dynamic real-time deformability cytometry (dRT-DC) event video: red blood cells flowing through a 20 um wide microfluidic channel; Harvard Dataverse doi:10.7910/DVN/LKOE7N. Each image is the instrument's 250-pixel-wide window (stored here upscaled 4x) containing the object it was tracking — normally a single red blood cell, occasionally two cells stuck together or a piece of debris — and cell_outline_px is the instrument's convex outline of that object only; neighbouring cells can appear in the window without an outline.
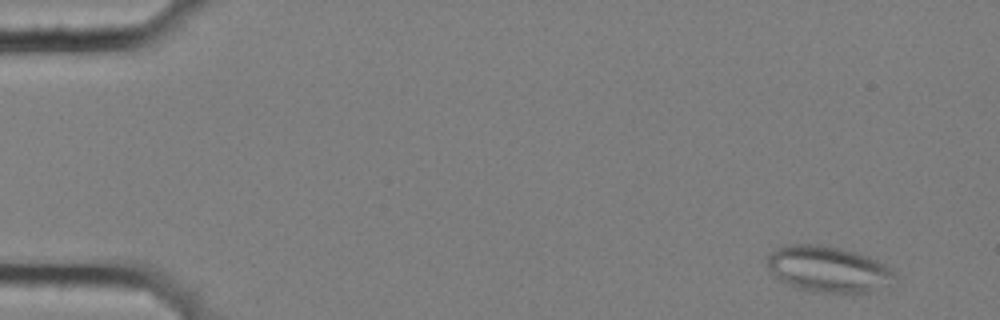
{"species": "common noctule bat (a hibernating species)", "species_latin": "Nyctalus noctula", "temperature_condition": "cold", "stored_images_in_passage": 6, "camera_frame_rate_fps": 3000, "um_per_image_px": 0.085, "animal": {"sex": "female", "body_mass_g": 25.1}, "frame": {"image": 1, "passage_image": 1, "time_ms": 0.0, "image_size_px": [1000, 320], "cell_outline_px": [[900, 280], [868, 292], [808, 292], [796, 288], [776, 280], [768, 268], [768, 256], [776, 248], [788, 244], [820, 244], [840, 248], [856, 252], [868, 256], [892, 268], [900, 276]], "centroid_in_image_um": [70.42, 22.88], "position_along_channel_um": 14.6, "area_um2": 34.8}}